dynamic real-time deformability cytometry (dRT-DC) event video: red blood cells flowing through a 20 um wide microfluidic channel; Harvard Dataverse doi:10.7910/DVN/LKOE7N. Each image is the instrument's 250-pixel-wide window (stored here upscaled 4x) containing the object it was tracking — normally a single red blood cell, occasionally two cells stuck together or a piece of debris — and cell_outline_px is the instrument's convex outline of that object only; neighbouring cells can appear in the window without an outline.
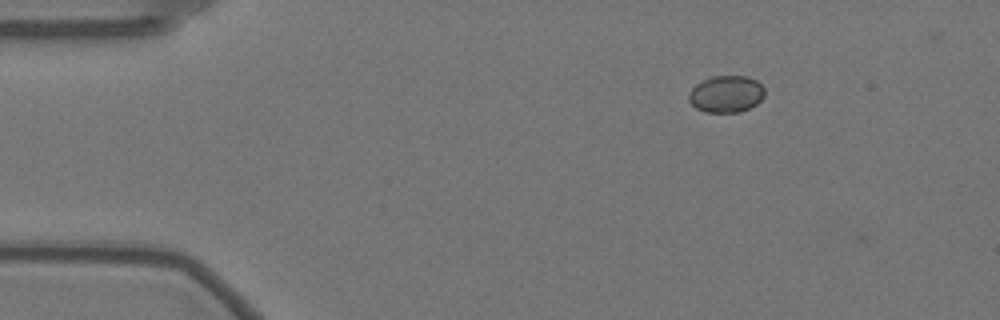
{"species": "Egyptian fruit bat (a non-hibernating species)", "species_latin": "Rousettus aegyptiacus", "temperature_condition": "warm", "stored_images_in_passage": 5, "camera_frame_rate_fps": 3000, "um_per_image_px": 0.085, "animal": {"sex": "female"}, "frame": {"image": 1, "passage_image": 4, "time_ms": 1.0, "image_size_px": [1000, 320], "cell_outline_px": [[764, 96], [756, 104], [740, 112], [704, 112], [696, 108], [688, 100], [688, 92], [696, 84], [708, 76], [748, 76], [756, 80], [764, 88]], "centroid_in_image_um": [61.7, 7.98], "position_along_channel_um": 23.3, "area_um2": 16.42}}